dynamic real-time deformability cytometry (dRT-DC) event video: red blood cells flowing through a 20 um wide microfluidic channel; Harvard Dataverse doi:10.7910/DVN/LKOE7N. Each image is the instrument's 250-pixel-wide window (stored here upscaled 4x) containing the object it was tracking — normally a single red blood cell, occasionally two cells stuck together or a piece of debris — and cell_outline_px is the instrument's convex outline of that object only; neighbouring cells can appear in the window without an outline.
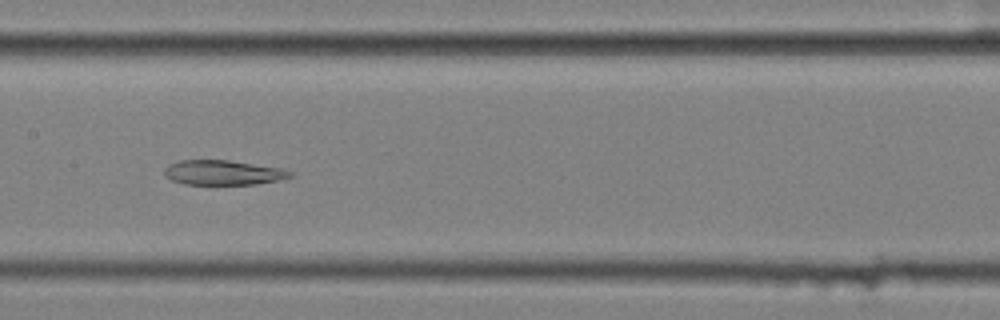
{"species": "common noctule bat (a hibernating species)", "species_latin": "Nyctalus noctula", "temperature_condition": "cold", "stored_images_in_passage": 9, "segment_of_instrument_passage": [2, 2], "camera_frame_rate_fps": 3000, "um_per_image_px": 0.085, "animal": {"sex": "female", "body_mass_g": 25.1}, "frame": {"image": 1, "passage_image": 9, "time_ms": 2.667, "image_size_px": [1000, 320], "cell_outline_px": [[292, 176], [276, 180], [256, 184], [184, 184], [172, 180], [164, 176], [164, 168], [168, 164], [180, 160], [228, 160], [284, 168], [292, 172]], "centroid_in_image_um": [18.93, 14.66], "position_along_channel_um": 188.5, "area_um2": 18.15}}